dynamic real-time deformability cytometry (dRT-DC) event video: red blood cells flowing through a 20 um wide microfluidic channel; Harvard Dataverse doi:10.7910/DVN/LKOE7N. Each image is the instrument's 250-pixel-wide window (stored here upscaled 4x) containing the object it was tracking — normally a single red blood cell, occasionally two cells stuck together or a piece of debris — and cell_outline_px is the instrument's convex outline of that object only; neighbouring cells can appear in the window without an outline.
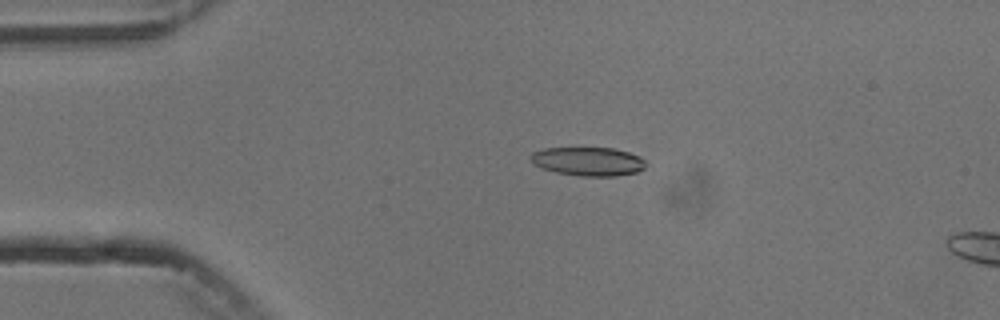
{"species": "common noctule bat (a hibernating species)", "species_latin": "Nyctalus noctula", "temperature_condition": "cold", "stored_images_in_passage": 5, "camera_frame_rate_fps": 3000, "um_per_image_px": 0.085, "animal": {"sex": "male", "body_mass_g": 13.3}, "frame": {"image": 1, "passage_image": 4, "time_ms": 3.333, "image_size_px": [1000, 320], "cell_outline_px": [[648, 164], [644, 168], [636, 172], [616, 176], [580, 176], [556, 172], [544, 168], [536, 164], [532, 160], [532, 152], [544, 148], [612, 148], [628, 152], [640, 156]], "centroid_in_image_um": [50.05, 13.72], "position_along_channel_um": 34.9, "area_um2": 19.07}}